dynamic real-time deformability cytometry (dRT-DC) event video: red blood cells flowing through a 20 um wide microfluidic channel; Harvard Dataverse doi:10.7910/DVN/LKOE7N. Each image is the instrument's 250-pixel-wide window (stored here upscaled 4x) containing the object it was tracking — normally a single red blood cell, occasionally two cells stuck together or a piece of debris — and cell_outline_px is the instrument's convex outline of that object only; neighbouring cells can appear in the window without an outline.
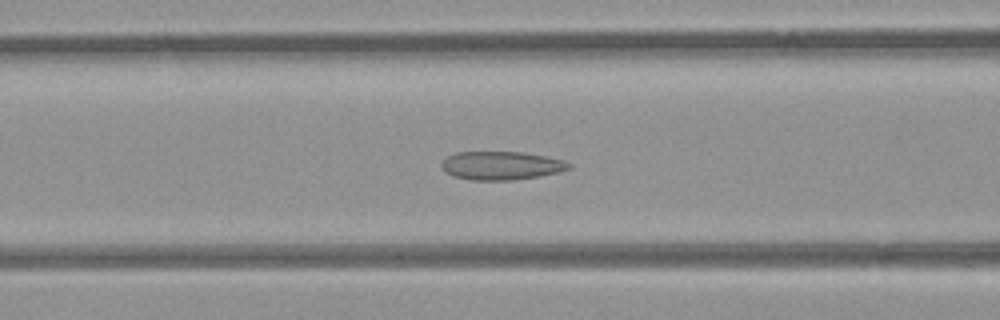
{"species": "common noctule bat (a hibernating species)", "species_latin": "Nyctalus noctula", "temperature_condition": "room temperature", "stored_images_in_passage": 46, "camera_frame_rate_fps": 3000, "um_per_image_px": 0.085, "animal": {"sex": "female", "body_mass_g": 21.9}, "frame": {"image": 1, "passage_image": 15, "time_ms": 4.667, "image_size_px": [1000, 320], "cell_outline_px": [[572, 168], [560, 172], [540, 176], [512, 180], [472, 180], [452, 176], [444, 172], [440, 164], [448, 156], [456, 152], [524, 152], [564, 160], [572, 164]], "centroid_in_image_um": [42.62, 14.08], "position_along_channel_um": 124.0, "area_um2": 21.27}}
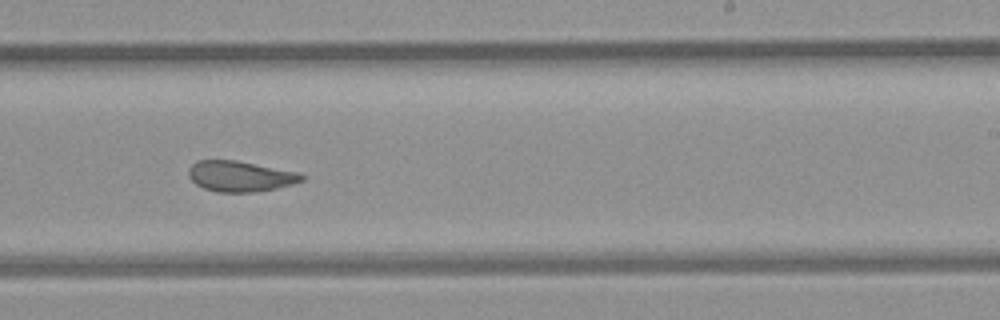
{"frame": {"image": 2, "passage_image": 26, "time_ms": 8.333, "image_size_px": [1000, 320], "cell_outline_px": [[304, 180], [292, 184], [276, 188], [256, 192], [216, 192], [204, 188], [196, 184], [188, 176], [188, 172], [192, 164], [196, 160], [236, 160], [300, 172], [304, 176]], "centroid_in_image_um": [20.42, 14.98], "position_along_channel_um": 268.6, "area_um2": 20.29}}
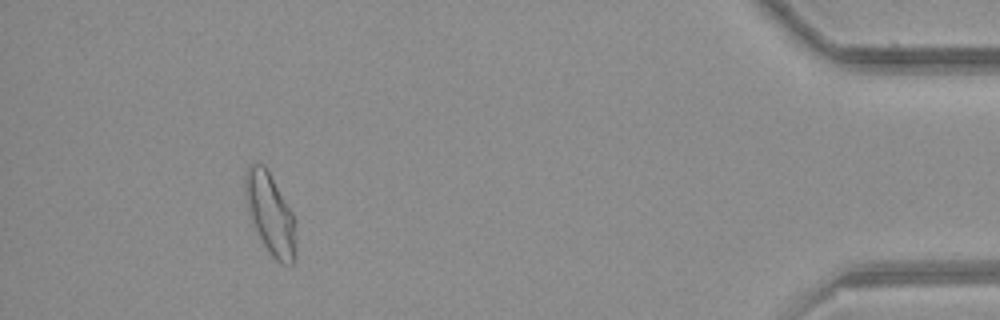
{"frame": {"image": 3, "passage_image": 42, "time_ms": 13.667, "image_size_px": [1000, 320], "cell_outline_px": [[296, 256], [292, 264], [280, 264], [272, 256], [264, 244], [252, 224], [248, 212], [244, 196], [244, 176], [248, 164], [264, 164], [292, 212], [296, 224]], "centroid_in_image_um": [22.97, 18.18], "position_along_channel_um": 412.2, "area_um2": 24.16}, "authors_computed_cell_mechanics": {"area_um2": 22.0507, "velocity_mm_per_s": 3.9453, "shape_relaxation_time_tau1_ms": null, "shape_relaxation_time_tau2_ms": 1.3248, "deformation_change_tau1": null, "deformation_change_tau2": 0.0719}}